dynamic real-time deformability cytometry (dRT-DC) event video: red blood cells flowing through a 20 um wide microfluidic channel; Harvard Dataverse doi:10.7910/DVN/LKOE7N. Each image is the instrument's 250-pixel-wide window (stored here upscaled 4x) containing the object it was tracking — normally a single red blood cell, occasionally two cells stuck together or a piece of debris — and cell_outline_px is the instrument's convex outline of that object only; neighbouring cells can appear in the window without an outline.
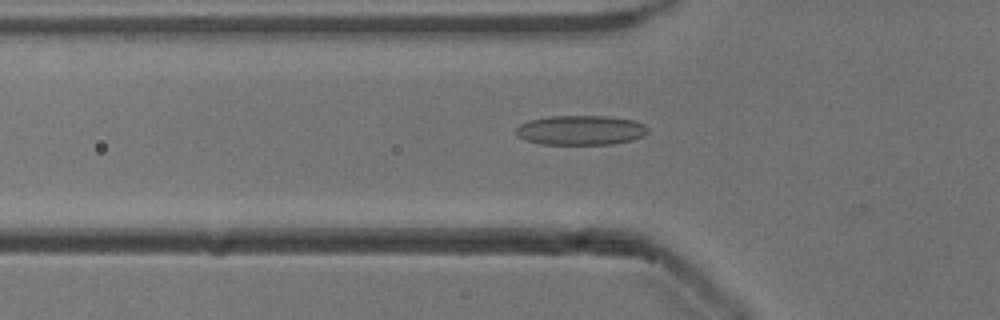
{"species": "common noctule bat (a hibernating species)", "species_latin": "Nyctalus noctula", "temperature_condition": "cold", "stored_images_in_passage": 43, "camera_frame_rate_fps": 3000, "um_per_image_px": 0.085, "animal": {"sex": "male", "body_mass_g": 13.3}, "frame": {"image": 1, "passage_image": 18, "time_ms": 5.667, "image_size_px": [1000, 320], "cell_outline_px": [[648, 132], [644, 136], [632, 140], [612, 144], [540, 144], [524, 140], [516, 136], [516, 128], [520, 124], [528, 120], [548, 116], [608, 116], [632, 120], [644, 124], [648, 128]], "centroid_in_image_um": [49.33, 11.06], "position_along_channel_um": 76.5, "area_um2": 22.95}}
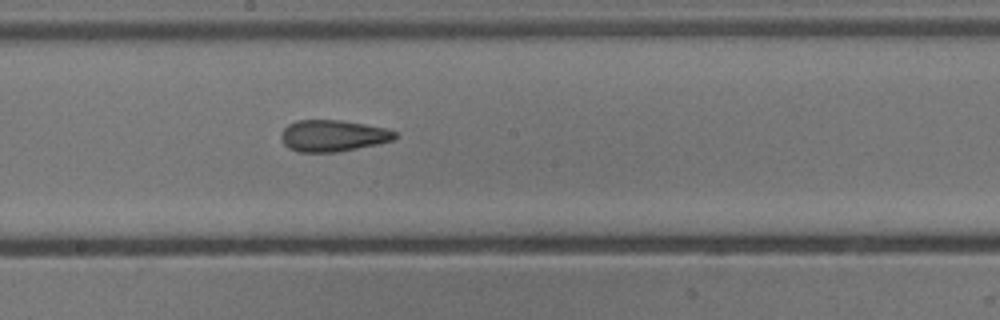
{"frame": {"image": 2, "passage_image": 29, "time_ms": 9.333, "image_size_px": [1000, 320], "cell_outline_px": [[396, 136], [392, 140], [376, 144], [336, 152], [300, 152], [288, 148], [284, 144], [280, 136], [284, 128], [288, 124], [296, 120], [344, 120], [388, 128], [396, 132]], "centroid_in_image_um": [28.28, 11.52], "position_along_channel_um": 219.9, "area_um2": 20.92}}
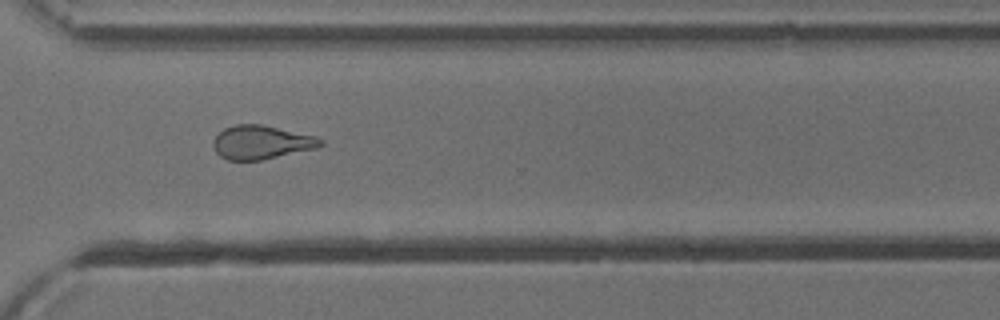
{"frame": {"image": 3, "passage_image": 39, "time_ms": 12.667, "image_size_px": [1000, 320], "cell_outline_px": [[324, 144], [316, 148], [260, 160], [228, 160], [220, 156], [216, 152], [212, 144], [212, 140], [224, 128], [236, 124], [260, 124], [316, 136], [324, 140]], "centroid_in_image_um": [22.2, 12.09], "position_along_channel_um": 348.4, "area_um2": 20.98}, "authors_computed_cell_mechanics": {"area_um2": 21.4438, "velocity_mm_per_s": 3.8721, "shape_relaxation_time_tau1_ms": null, "shape_relaxation_time_tau2_ms": 2.6509, "deformation_change_tau1": null, "deformation_change_tau2": 0.1132}}